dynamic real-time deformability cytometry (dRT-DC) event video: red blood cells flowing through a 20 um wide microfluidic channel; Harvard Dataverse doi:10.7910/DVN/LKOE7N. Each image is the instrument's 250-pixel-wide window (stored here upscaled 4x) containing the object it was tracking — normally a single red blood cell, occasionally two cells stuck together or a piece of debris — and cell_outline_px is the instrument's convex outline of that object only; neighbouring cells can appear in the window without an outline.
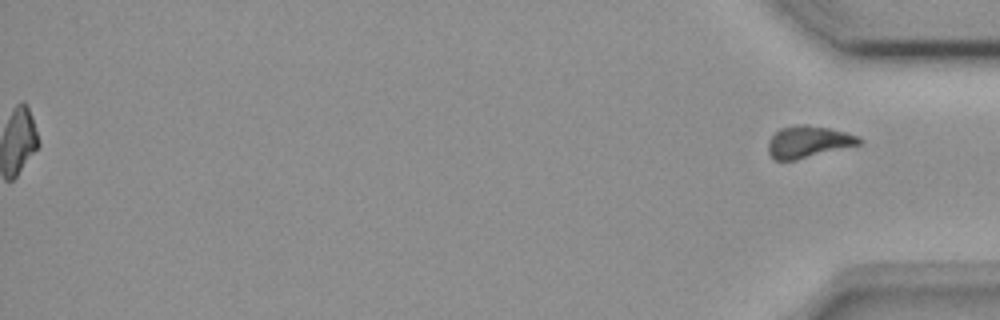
{"species": "common noctule bat (a hibernating species)", "species_latin": "Nyctalus noctula", "temperature_condition": "room temperature", "stored_images_in_passage": 54, "segment_of_instrument_passage": [2, 2], "camera_frame_rate_fps": 3000, "um_per_image_px": 0.085, "animal": {"sex": "female", "body_mass_g": 18.4}, "frame": {"image": 1, "passage_image": 54, "time_ms": 17.667, "image_size_px": [1000, 320], "cell_outline_px": [[864, 144], [796, 160], [776, 160], [768, 152], [768, 140], [780, 128], [800, 124], [804, 124], [828, 128], [860, 136], [864, 140]], "centroid_in_image_um": [68.76, 12.06], "position_along_channel_um": 366.4, "area_um2": 17.05}}